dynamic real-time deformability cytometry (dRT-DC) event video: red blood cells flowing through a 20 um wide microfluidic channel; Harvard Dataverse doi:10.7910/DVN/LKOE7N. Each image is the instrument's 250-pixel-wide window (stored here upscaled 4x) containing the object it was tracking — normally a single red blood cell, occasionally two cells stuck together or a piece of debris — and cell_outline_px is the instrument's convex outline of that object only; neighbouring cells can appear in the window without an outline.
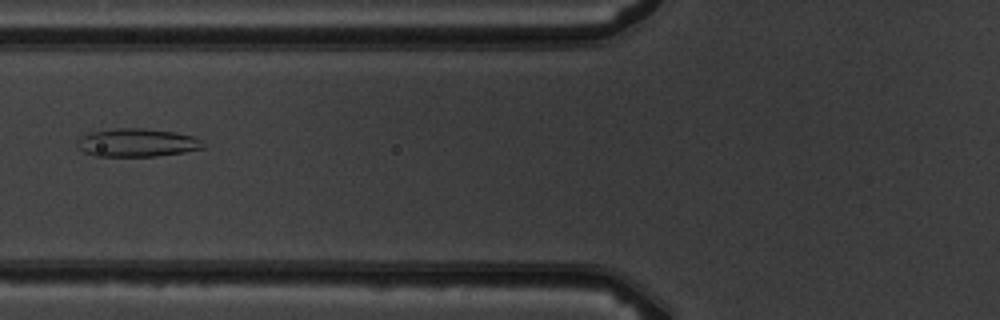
{"species": "common noctule bat (a hibernating species)", "species_latin": "Nyctalus noctula", "temperature_condition": "warm", "stored_images_in_passage": 6, "camera_frame_rate_fps": 3000, "um_per_image_px": 0.085, "animal": {"sex": "male", "body_mass_g": 19.5, "forearm_length_mm": 54.6}, "frame": {"image": 1, "passage_image": 4, "time_ms": 3.667, "image_size_px": [1000, 320], "cell_outline_px": [[204, 148], [184, 152], [156, 156], [96, 156], [84, 152], [76, 148], [76, 140], [80, 136], [92, 132], [116, 128], [144, 128], [176, 132], [196, 136], [204, 144]], "centroid_in_image_um": [11.63, 12.12], "position_along_channel_um": 114.2, "area_um2": 20.92}}
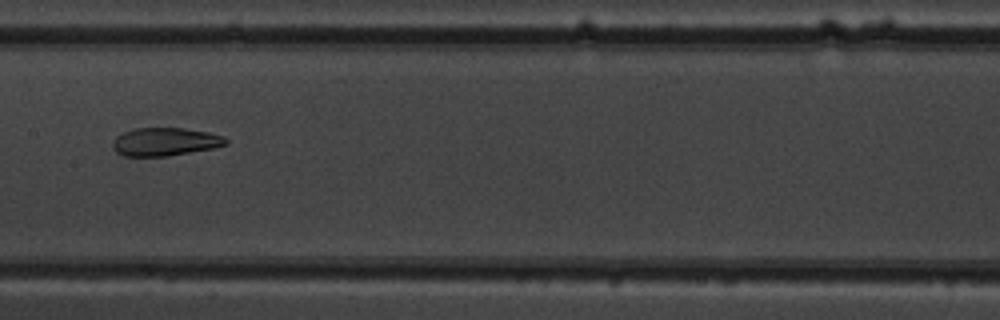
{"frame": {"image": 2, "passage_image": 6, "time_ms": 5.667, "image_size_px": [1000, 320], "cell_outline_px": [[228, 144], [212, 148], [168, 156], [124, 156], [116, 152], [112, 148], [112, 140], [116, 136], [124, 132], [136, 128], [184, 128], [208, 132], [224, 136], [228, 140]], "centroid_in_image_um": [14.01, 12.05], "position_along_channel_um": 193.4, "area_um2": 18.61}}